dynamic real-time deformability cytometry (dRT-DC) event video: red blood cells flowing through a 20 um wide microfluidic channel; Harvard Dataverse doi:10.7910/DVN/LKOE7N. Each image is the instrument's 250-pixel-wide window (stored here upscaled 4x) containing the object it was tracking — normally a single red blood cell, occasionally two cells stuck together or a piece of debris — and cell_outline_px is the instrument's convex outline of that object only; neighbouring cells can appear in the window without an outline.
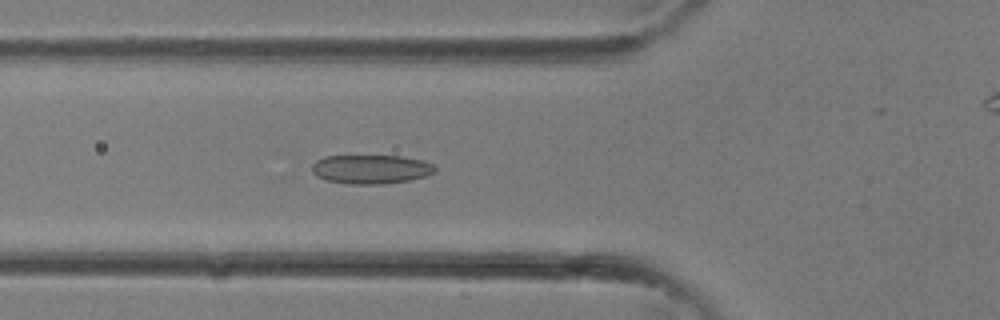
{"species": "common noctule bat (a hibernating species)", "species_latin": "Nyctalus noctula", "temperature_condition": "room temperature", "stored_images_in_passage": 36, "camera_frame_rate_fps": 3000, "um_per_image_px": 0.085, "animal": {"sex": "female"}, "frame": {"image": 1, "passage_image": 13, "time_ms": 4.0, "image_size_px": [1000, 320], "cell_outline_px": [[436, 172], [424, 176], [408, 180], [380, 184], [348, 184], [328, 180], [316, 176], [312, 172], [312, 164], [316, 160], [324, 156], [400, 156], [424, 160], [432, 164], [436, 168]], "centroid_in_image_um": [31.52, 14.38], "position_along_channel_um": 94.3, "area_um2": 20.75}}
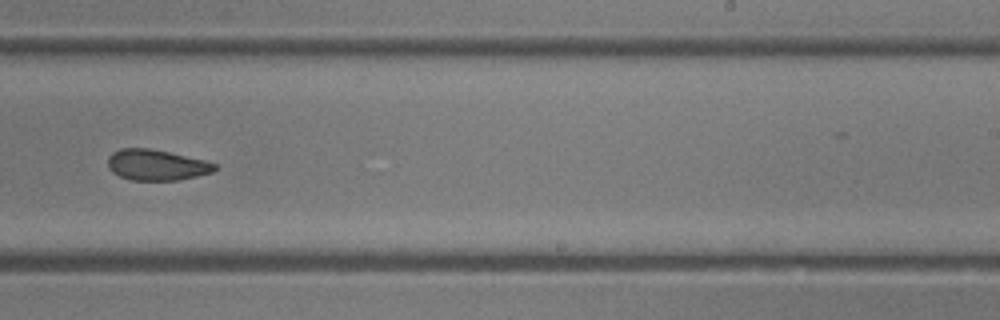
{"frame": {"image": 2, "passage_image": 22, "time_ms": 7.0, "image_size_px": [1000, 320], "cell_outline_px": [[220, 168], [212, 172], [180, 180], [132, 180], [120, 176], [112, 172], [108, 168], [108, 156], [112, 152], [120, 148], [148, 148], [208, 160], [216, 164]], "centroid_in_image_um": [13.33, 14.02], "position_along_channel_um": 275.7, "area_um2": 19.36}}
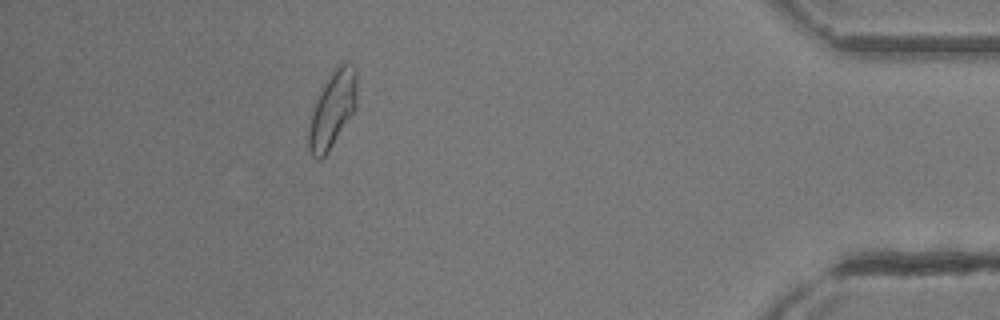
{"frame": {"image": 3, "passage_image": 36, "time_ms": 11.667, "image_size_px": [1000, 320], "cell_outline_px": [[356, 108], [324, 156], [320, 160], [316, 160], [312, 156], [308, 148], [308, 128], [312, 108], [316, 96], [336, 64], [344, 64], [356, 68]], "centroid_in_image_um": [28.21, 9.3], "position_along_channel_um": 407.0, "area_um2": 21.33}}